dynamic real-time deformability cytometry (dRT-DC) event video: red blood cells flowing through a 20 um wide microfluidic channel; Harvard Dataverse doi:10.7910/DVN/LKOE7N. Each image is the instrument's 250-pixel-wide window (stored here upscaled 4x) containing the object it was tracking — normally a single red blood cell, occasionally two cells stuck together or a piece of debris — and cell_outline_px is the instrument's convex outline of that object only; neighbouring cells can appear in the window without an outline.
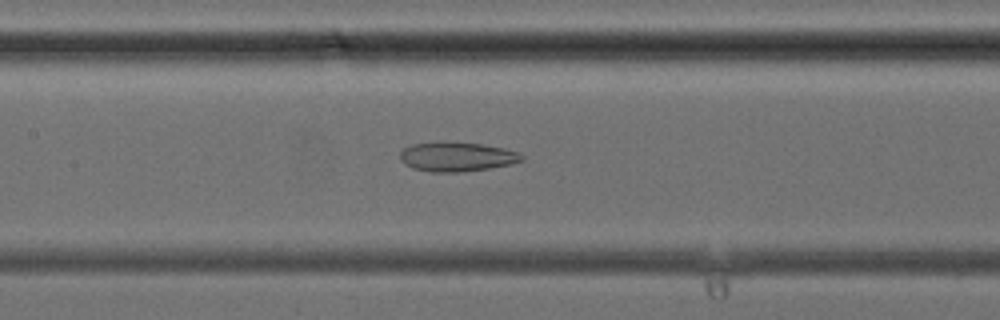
{"species": "common noctule bat (a hibernating species)", "species_latin": "Nyctalus noctula", "temperature_condition": "cold", "stored_images_in_passage": 36, "camera_frame_rate_fps": 3000, "um_per_image_px": 0.085, "animal": {"sex": "female", "body_mass_g": 24.6, "forearm_length_mm": 56.2}, "frame": {"image": 1, "passage_image": 16, "time_ms": 5.0, "image_size_px": [1000, 320], "cell_outline_px": [[524, 160], [512, 164], [488, 168], [460, 172], [432, 172], [412, 168], [404, 164], [400, 160], [400, 152], [404, 148], [412, 144], [484, 144], [504, 148], [520, 152], [524, 156]], "centroid_in_image_um": [38.88, 13.36], "position_along_channel_um": 168.5, "area_um2": 20.29}}
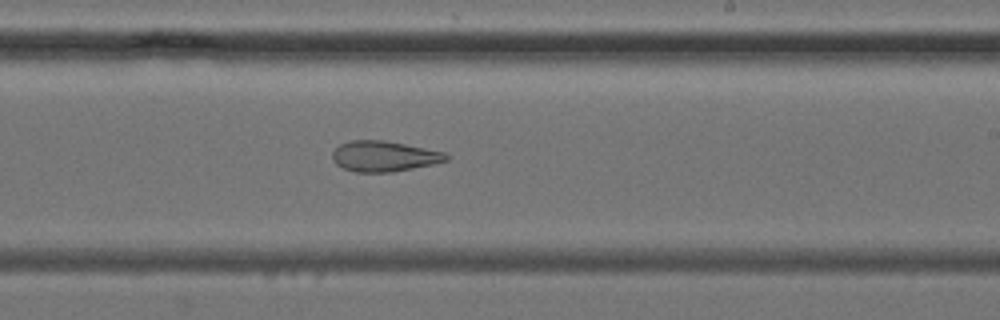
{"frame": {"image": 2, "passage_image": 21, "time_ms": 6.667, "image_size_px": [1000, 320], "cell_outline_px": [[448, 160], [432, 164], [392, 172], [356, 172], [344, 168], [336, 164], [332, 160], [332, 152], [340, 144], [352, 140], [384, 140], [444, 152], [448, 156]], "centroid_in_image_um": [32.61, 13.28], "position_along_channel_um": 256.4, "area_um2": 20.06}}
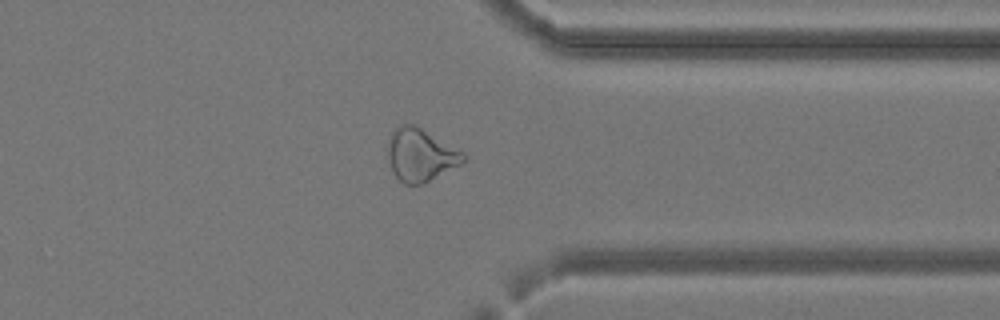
{"frame": {"image": 3, "passage_image": 28, "time_ms": 9.0, "image_size_px": [1000, 320], "cell_outline_px": [[468, 156], [460, 164], [420, 184], [404, 184], [392, 172], [388, 156], [388, 136], [400, 124], [416, 124], [464, 152]], "centroid_in_image_um": [35.73, 13.13], "position_along_channel_um": 375.7, "area_um2": 23.06}}